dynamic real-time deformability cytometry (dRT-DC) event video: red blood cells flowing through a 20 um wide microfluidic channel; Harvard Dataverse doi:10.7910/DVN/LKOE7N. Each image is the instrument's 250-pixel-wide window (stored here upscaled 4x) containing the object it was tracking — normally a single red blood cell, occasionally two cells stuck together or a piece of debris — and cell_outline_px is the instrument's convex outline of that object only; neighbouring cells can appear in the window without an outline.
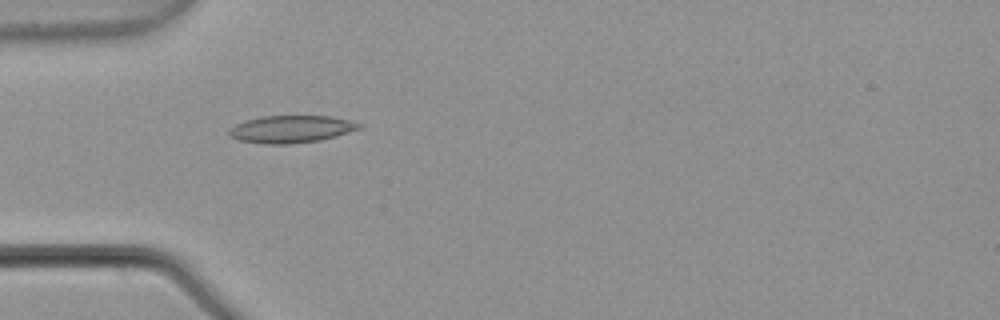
{"species": "common noctule bat (a hibernating species)", "species_latin": "Nyctalus noctula", "temperature_condition": "warm", "stored_images_in_passage": 8, "camera_frame_rate_fps": 3000, "um_per_image_px": 0.085, "animal": {"sex": "male", "body_mass_g": 21.5, "forearm_length_mm": 52.0}, "frame": {"image": 1, "passage_image": 5, "time_ms": 1.333, "image_size_px": [1000, 320], "cell_outline_px": [[360, 128], [336, 136], [320, 140], [288, 144], [264, 144], [240, 140], [228, 136], [228, 132], [236, 124], [244, 120], [264, 116], [332, 116], [348, 120], [360, 124]], "centroid_in_image_um": [24.71, 10.97], "position_along_channel_um": 60.3, "area_um2": 20.52}}
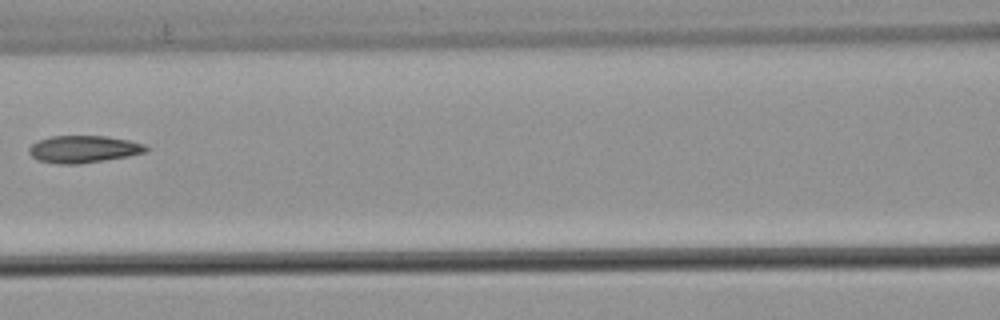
{"frame": {"image": 2, "passage_image": 7, "time_ms": 2.0, "image_size_px": [1000, 320], "cell_outline_px": [[148, 152], [128, 156], [80, 164], [60, 164], [36, 160], [28, 152], [28, 148], [32, 144], [40, 140], [52, 136], [104, 136], [128, 140], [144, 144], [148, 148]], "centroid_in_image_um": [7.09, 12.68], "position_along_channel_um": 159.5, "area_um2": 18.5}}
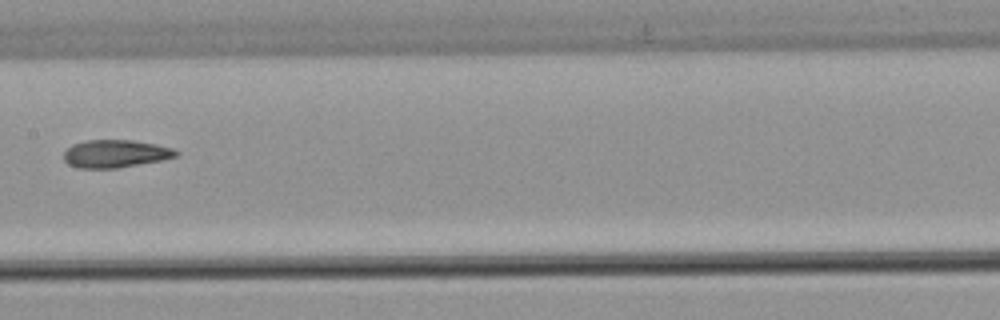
{"frame": {"image": 3, "passage_image": 8, "time_ms": 2.333, "image_size_px": [1000, 320], "cell_outline_px": [[180, 152], [176, 156], [160, 160], [116, 168], [80, 168], [68, 164], [64, 160], [64, 152], [72, 144], [88, 140], [132, 140], [156, 144], [172, 148]], "centroid_in_image_um": [9.79, 13.06], "position_along_channel_um": 197.6, "area_um2": 17.98}}